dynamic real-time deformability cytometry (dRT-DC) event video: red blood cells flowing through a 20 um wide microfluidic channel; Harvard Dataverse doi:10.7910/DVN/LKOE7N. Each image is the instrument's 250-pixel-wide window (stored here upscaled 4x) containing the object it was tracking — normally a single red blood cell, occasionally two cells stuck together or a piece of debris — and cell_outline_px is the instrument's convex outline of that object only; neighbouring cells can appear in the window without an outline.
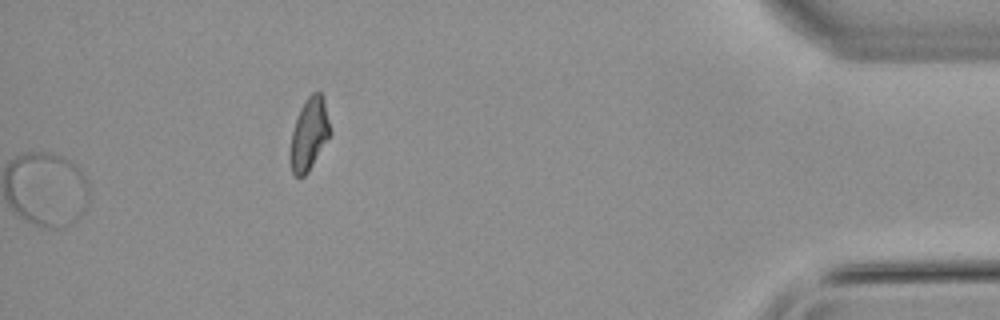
{"species": "common noctule bat (a hibernating species)", "species_latin": "Nyctalus noctula", "temperature_condition": "warm", "stored_images_in_passage": 55, "segment_of_instrument_passage": [2, 2], "camera_frame_rate_fps": 3000, "um_per_image_px": 0.085, "animal": {"sex": "male", "body_mass_g": 21.5, "forearm_length_mm": 52.0}, "frame": {"image": 1, "passage_image": 55, "time_ms": 18.0, "image_size_px": [1000, 320], "cell_outline_px": [[332, 132], [308, 172], [304, 176], [296, 176], [292, 172], [288, 156], [288, 152], [292, 132], [300, 108], [304, 100], [312, 92], [320, 92], [324, 96]], "centroid_in_image_um": [26.27, 11.38], "position_along_channel_um": 408.9, "area_um2": 17.11}}